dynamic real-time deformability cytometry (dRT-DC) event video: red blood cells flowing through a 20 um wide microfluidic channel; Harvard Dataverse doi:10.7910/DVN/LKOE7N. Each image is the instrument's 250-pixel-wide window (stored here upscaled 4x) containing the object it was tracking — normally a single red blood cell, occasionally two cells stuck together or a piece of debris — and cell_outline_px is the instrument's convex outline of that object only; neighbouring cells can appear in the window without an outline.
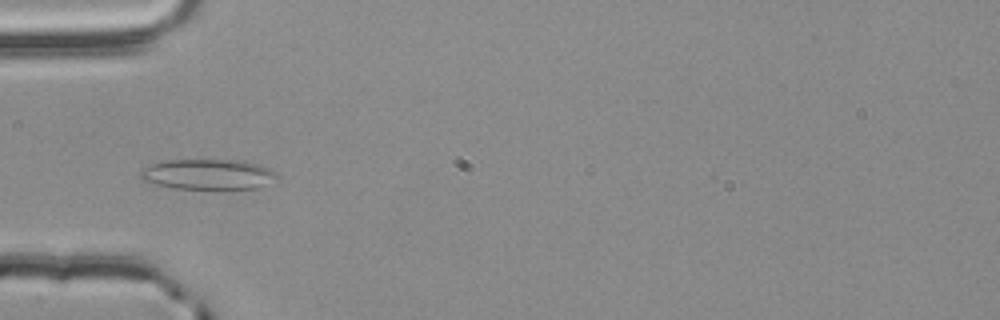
{"species": "common noctule bat (a hibernating species)", "species_latin": "Nyctalus noctula", "temperature_condition": "room temperature", "stored_images_in_passage": 55, "camera_frame_rate_fps": 3000, "um_per_image_px": 0.085, "animal": {"sex": "male", "body_mass_g": 20.4}, "frame": {"image": 1, "passage_image": 18, "time_ms": 5.667, "image_size_px": [1000, 320], "cell_outline_px": [[280, 176], [260, 188], [216, 192], [176, 188], [156, 184], [140, 180], [140, 172], [148, 164], [160, 160], [240, 160], [260, 164], [276, 172]], "centroid_in_image_um": [17.71, 14.86], "position_along_channel_um": 67.3, "area_um2": 25.43}}
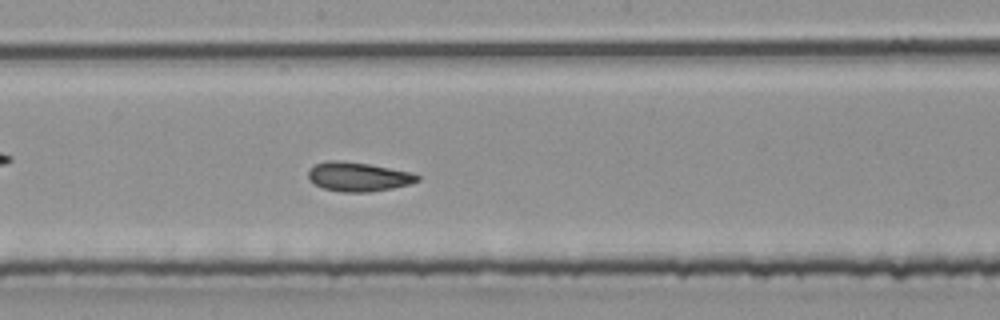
{"frame": {"image": 2, "passage_image": 30, "time_ms": 9.667, "image_size_px": [1000, 320], "cell_outline_px": [[420, 180], [408, 184], [392, 188], [368, 192], [344, 192], [324, 188], [316, 184], [308, 176], [308, 172], [316, 164], [328, 160], [340, 160], [368, 164], [412, 172], [420, 176]], "centroid_in_image_um": [30.48, 15.01], "position_along_channel_um": 217.7, "area_um2": 18.26}}
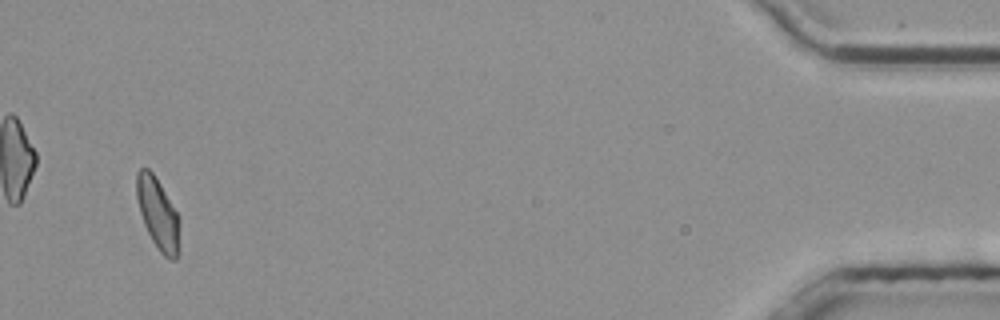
{"frame": {"image": 3, "passage_image": 53, "time_ms": 17.333, "image_size_px": [1000, 320], "cell_outline_px": [[180, 252], [176, 260], [168, 260], [156, 248], [144, 224], [140, 212], [136, 196], [136, 172], [140, 168], [148, 168], [152, 172], [160, 184], [176, 212], [180, 220]], "centroid_in_image_um": [13.44, 18.23], "position_along_channel_um": 421.8, "area_um2": 18.15}, "authors_computed_cell_mechanics": {"area_um2": 18.5538, "velocity_mm_per_s": 3.7681, "shape_relaxation_time_tau1_ms": 3.8211, "shape_relaxation_time_tau2_ms": 1.714, "deformation_change_tau1": 0.1101, "deformation_change_tau2": 0.0749}}